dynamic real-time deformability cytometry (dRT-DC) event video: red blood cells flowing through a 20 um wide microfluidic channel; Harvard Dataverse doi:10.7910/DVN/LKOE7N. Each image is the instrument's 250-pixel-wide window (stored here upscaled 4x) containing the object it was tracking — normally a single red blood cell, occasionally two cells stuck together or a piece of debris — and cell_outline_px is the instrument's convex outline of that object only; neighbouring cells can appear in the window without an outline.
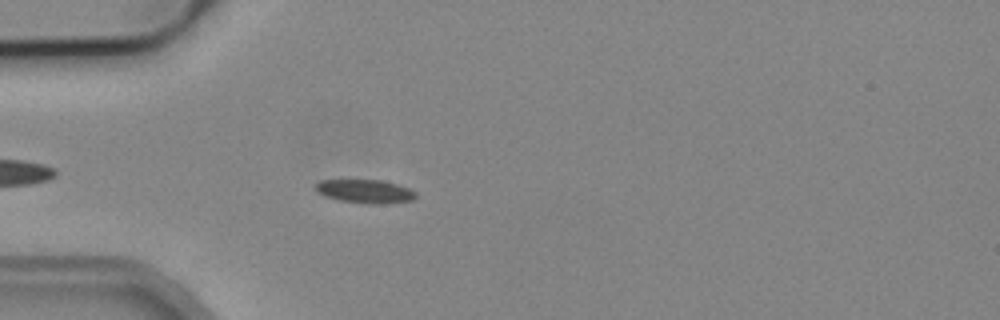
{"species": "common noctule bat (a hibernating species)", "species_latin": "Nyctalus noctula", "temperature_condition": "cold", "stored_images_in_passage": 44, "camera_frame_rate_fps": 3000, "um_per_image_px": 0.085, "animal": {"sex": "male", "body_mass_g": 19.2, "forearm_length_mm": 51.8}, "frame": {"image": 1, "passage_image": 6, "time_ms": 1.667, "image_size_px": [1000, 320], "cell_outline_px": [[416, 196], [412, 200], [376, 204], [368, 204], [340, 200], [324, 196], [316, 192], [316, 184], [320, 180], [380, 180], [396, 184], [408, 188], [416, 192]], "centroid_in_image_um": [31.0, 16.26], "position_along_channel_um": 54.0, "area_um2": 13.58}}
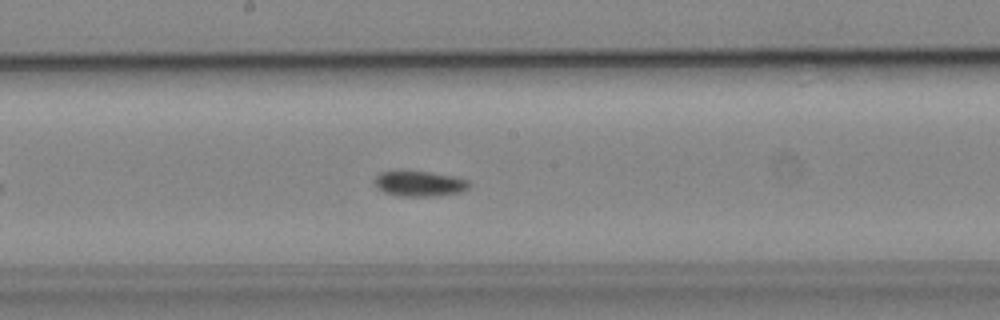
{"frame": {"image": 2, "passage_image": 19, "time_ms": 6.0, "image_size_px": [1000, 320], "cell_outline_px": [[472, 184], [468, 188], [460, 192], [436, 196], [400, 196], [384, 192], [376, 188], [376, 176], [380, 172], [428, 172], [452, 176], [468, 180]], "centroid_in_image_um": [35.69, 15.63], "position_along_channel_um": 212.5, "area_um2": 13.7}}
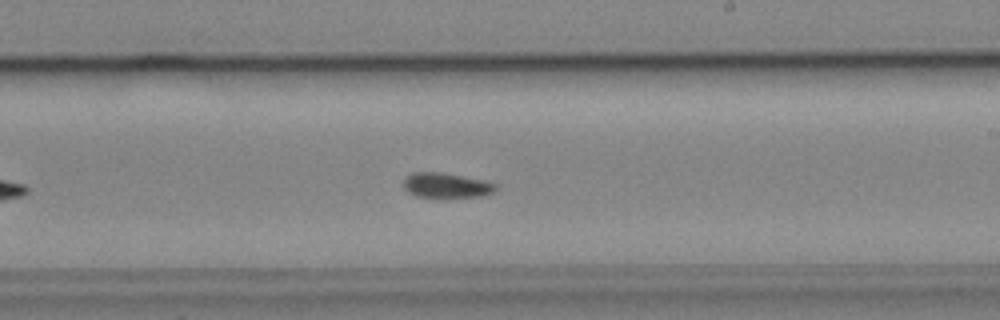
{"frame": {"image": 3, "passage_image": 22, "time_ms": 7.0, "image_size_px": [1000, 320], "cell_outline_px": [[496, 188], [492, 192], [480, 196], [416, 196], [408, 192], [404, 188], [404, 180], [412, 172], [444, 172], [484, 180], [496, 184]], "centroid_in_image_um": [37.92, 15.72], "position_along_channel_um": 251.1, "area_um2": 13.06}, "authors_computed_cell_mechanics": {"area_um2": 13.3518, "velocity_mm_per_s": 3.868, "shape_relaxation_time_tau1_ms": 2.4564, "shape_relaxation_time_tau2_ms": null, "deformation_change_tau1": 0.0843, "deformation_change_tau2": null}}